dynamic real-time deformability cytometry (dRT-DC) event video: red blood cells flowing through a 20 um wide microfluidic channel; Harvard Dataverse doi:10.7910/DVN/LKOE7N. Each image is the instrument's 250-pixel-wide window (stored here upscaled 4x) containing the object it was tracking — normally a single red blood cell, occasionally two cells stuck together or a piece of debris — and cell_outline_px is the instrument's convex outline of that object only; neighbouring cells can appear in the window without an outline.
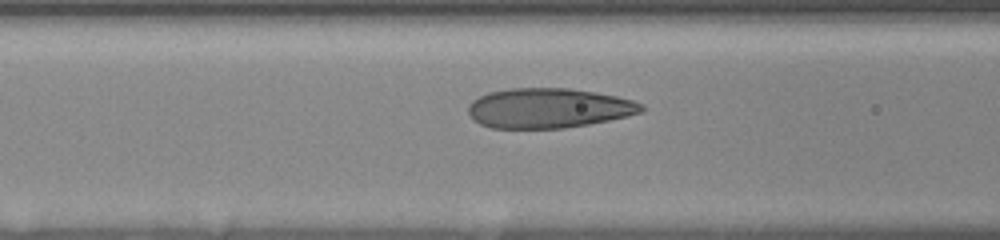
{"species": "human", "species_latin": "Homo sapiens", "temperature_condition": "room temperature", "stored_images_in_passage": 18, "camera_frame_rate_fps": 3000, "um_per_image_px": 0.085, "donor": {"sex": "female"}, "frame": {"image": 1, "passage_image": 10, "time_ms": 4.667, "image_size_px": [1000, 240], "cell_outline_px": [[644, 112], [628, 116], [588, 124], [564, 128], [492, 128], [480, 124], [468, 112], [468, 104], [472, 100], [488, 92], [512, 88], [568, 88], [596, 92], [616, 96], [632, 100], [644, 104]], "centroid_in_image_um": [46.65, 9.18], "position_along_channel_um": 120.0, "area_um2": 40.23}}
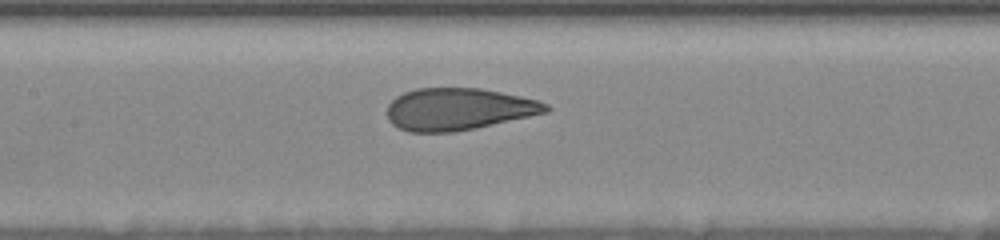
{"frame": {"image": 2, "passage_image": 12, "time_ms": 6.0, "image_size_px": [1000, 240], "cell_outline_px": [[552, 108], [548, 112], [476, 128], [452, 132], [408, 132], [392, 124], [388, 120], [388, 104], [396, 96], [404, 92], [416, 88], [480, 88], [540, 100], [548, 104]], "centroid_in_image_um": [38.97, 9.27], "position_along_channel_um": 168.4, "area_um2": 39.02}}
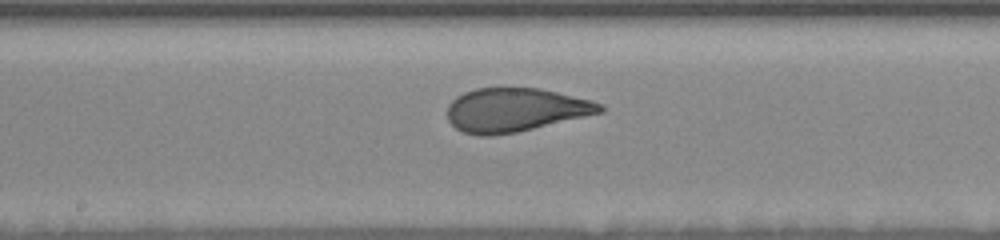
{"frame": {"image": 3, "passage_image": 15, "time_ms": 7.0, "image_size_px": [1000, 240], "cell_outline_px": [[604, 112], [516, 132], [492, 136], [480, 136], [464, 132], [456, 128], [448, 120], [448, 104], [456, 96], [464, 92], [476, 88], [540, 88], [592, 100], [600, 104], [604, 108]], "centroid_in_image_um": [43.78, 9.34], "position_along_channel_um": 204.4, "area_um2": 38.78}}